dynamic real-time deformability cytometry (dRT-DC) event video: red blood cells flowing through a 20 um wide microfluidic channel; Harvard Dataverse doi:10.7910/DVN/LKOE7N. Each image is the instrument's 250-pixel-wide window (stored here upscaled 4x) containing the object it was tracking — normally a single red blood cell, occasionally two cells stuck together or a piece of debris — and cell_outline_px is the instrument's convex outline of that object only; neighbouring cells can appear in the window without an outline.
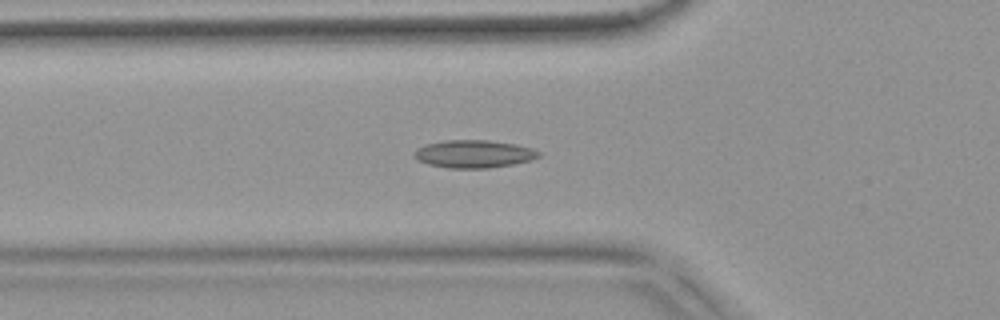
{"species": "common noctule bat (a hibernating species)", "species_latin": "Nyctalus noctula", "temperature_condition": "warm", "stored_images_in_passage": 54, "camera_frame_rate_fps": 3000, "um_per_image_px": 0.085, "animal": {"sex": "female", "body_mass_g": 18.4}, "frame": {"image": 1, "passage_image": 19, "time_ms": 6.0, "image_size_px": [1000, 320], "cell_outline_px": [[540, 156], [532, 160], [512, 164], [488, 168], [448, 168], [428, 164], [420, 160], [416, 156], [416, 148], [428, 144], [444, 140], [488, 140], [516, 144], [532, 148], [540, 152]], "centroid_in_image_um": [40.33, 13.08], "position_along_channel_um": 85.5, "area_um2": 19.94}}
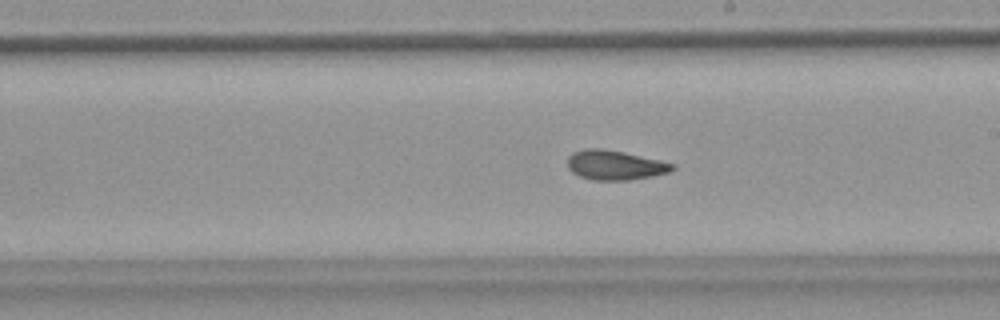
{"frame": {"image": 2, "passage_image": 31, "time_ms": 10.0, "image_size_px": [1000, 320], "cell_outline_px": [[676, 168], [668, 172], [652, 176], [628, 180], [592, 180], [580, 176], [572, 172], [568, 168], [568, 156], [572, 152], [584, 148], [604, 148], [624, 152], [660, 160], [676, 164]], "centroid_in_image_um": [52.26, 14.02], "position_along_channel_um": 236.7, "area_um2": 18.21}}
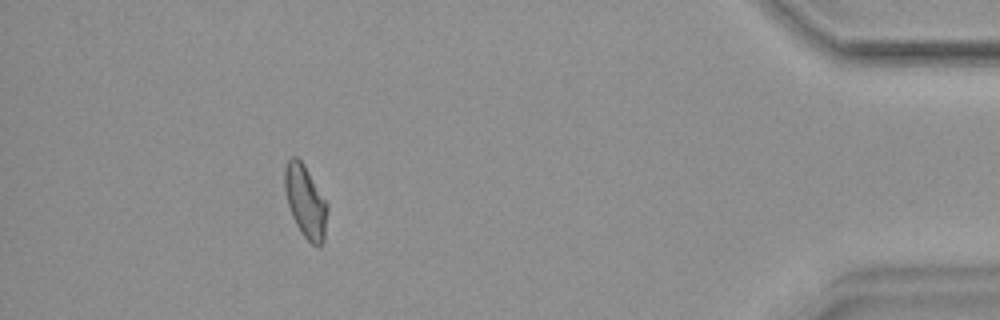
{"frame": {"image": 3, "passage_image": 49, "time_ms": 16.0, "image_size_px": [1000, 320], "cell_outline_px": [[328, 212], [324, 240], [316, 248], [300, 232], [292, 216], [288, 204], [284, 188], [284, 168], [288, 160], [292, 156], [296, 156], [304, 164], [328, 204]], "centroid_in_image_um": [25.97, 17.13], "position_along_channel_um": 409.2, "area_um2": 18.09}, "authors_computed_cell_mechanics": {"area_um2": 18.3804, "velocity_mm_per_s": 3.7806, "shape_relaxation_time_tau1_ms": null, "shape_relaxation_time_tau2_ms": 2.7126, "deformation_change_tau1": null, "deformation_change_tau2": 0.0864}}